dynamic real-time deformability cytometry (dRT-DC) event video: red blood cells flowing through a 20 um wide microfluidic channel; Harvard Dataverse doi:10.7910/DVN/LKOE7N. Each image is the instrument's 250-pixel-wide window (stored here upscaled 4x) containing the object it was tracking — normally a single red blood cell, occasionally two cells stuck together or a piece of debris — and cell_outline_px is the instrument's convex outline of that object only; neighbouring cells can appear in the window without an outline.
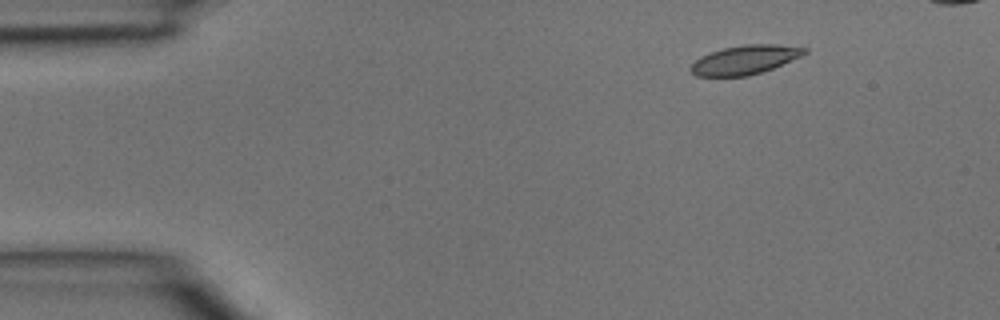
{"species": "common noctule bat (a hibernating species)", "species_latin": "Nyctalus noctula", "temperature_condition": "room temperature", "stored_images_in_passage": 5, "camera_frame_rate_fps": 3000, "um_per_image_px": 0.085, "animal": {"sex": "male", "body_mass_g": 15.6}, "frame": {"image": 1, "passage_image": 5, "time_ms": 1.333, "image_size_px": [1000, 320], "cell_outline_px": [[808, 52], [800, 56], [772, 68], [748, 76], [696, 76], [688, 68], [700, 56], [724, 48], [744, 44], [776, 44], [808, 48]], "centroid_in_image_um": [63.3, 5.08], "position_along_channel_um": 21.7, "area_um2": 19.02}}